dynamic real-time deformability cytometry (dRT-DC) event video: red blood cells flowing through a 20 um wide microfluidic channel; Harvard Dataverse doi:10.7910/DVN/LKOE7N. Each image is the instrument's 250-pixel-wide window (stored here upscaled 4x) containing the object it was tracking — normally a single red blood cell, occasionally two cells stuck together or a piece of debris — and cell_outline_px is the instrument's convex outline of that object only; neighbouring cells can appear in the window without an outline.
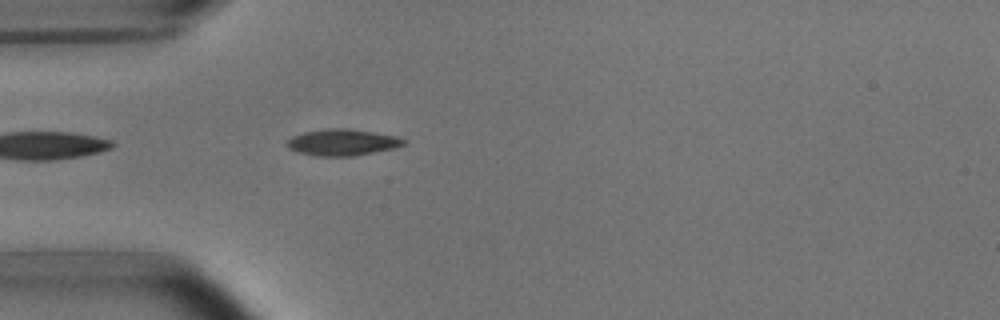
{"species": "common noctule bat (a hibernating species)", "species_latin": "Nyctalus noctula", "temperature_condition": "room temperature", "stored_images_in_passage": 4, "camera_frame_rate_fps": 3000, "um_per_image_px": 0.085, "animal": {"sex": "male", "body_mass_g": 15.6}, "frame": {"image": 1, "passage_image": 4, "time_ms": 3.667, "image_size_px": [1000, 320], "cell_outline_px": [[408, 140], [404, 144], [396, 148], [356, 156], [320, 156], [300, 152], [288, 148], [288, 140], [292, 136], [304, 132], [324, 128], [344, 128], [372, 132], [396, 136]], "centroid_in_image_um": [29.15, 12.1], "position_along_channel_um": 55.9, "area_um2": 17.92}}